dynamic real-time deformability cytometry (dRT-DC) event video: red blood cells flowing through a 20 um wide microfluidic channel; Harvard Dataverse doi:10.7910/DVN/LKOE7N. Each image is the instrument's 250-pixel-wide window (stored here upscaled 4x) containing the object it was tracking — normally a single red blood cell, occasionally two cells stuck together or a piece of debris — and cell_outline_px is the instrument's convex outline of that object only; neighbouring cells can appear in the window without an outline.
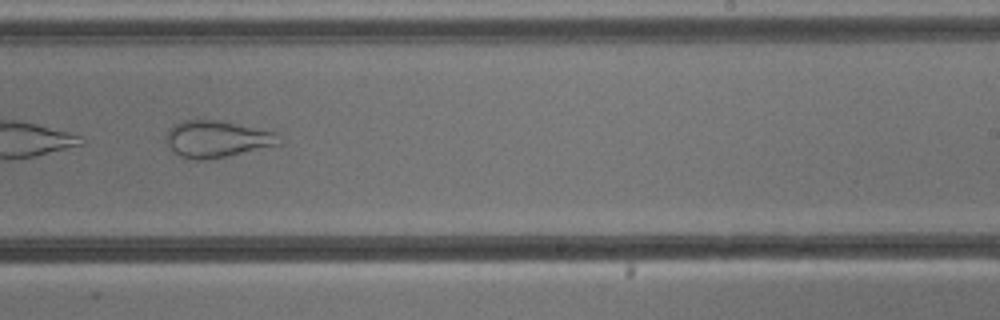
{"species": "common noctule bat (a hibernating species)", "species_latin": "Nyctalus noctula", "temperature_condition": "cold", "stored_images_in_passage": 10, "camera_frame_rate_fps": 3000, "um_per_image_px": 0.085, "animal": {"sex": "male", "body_mass_g": 13.3}, "frame": {"image": 1, "passage_image": 9, "time_ms": 9.333, "image_size_px": [1000, 320], "cell_outline_px": [[280, 144], [224, 156], [204, 160], [196, 160], [180, 156], [168, 144], [168, 128], [184, 120], [216, 120], [272, 132]], "centroid_in_image_um": [18.36, 11.82], "position_along_channel_um": 270.6, "area_um2": 23.0}}